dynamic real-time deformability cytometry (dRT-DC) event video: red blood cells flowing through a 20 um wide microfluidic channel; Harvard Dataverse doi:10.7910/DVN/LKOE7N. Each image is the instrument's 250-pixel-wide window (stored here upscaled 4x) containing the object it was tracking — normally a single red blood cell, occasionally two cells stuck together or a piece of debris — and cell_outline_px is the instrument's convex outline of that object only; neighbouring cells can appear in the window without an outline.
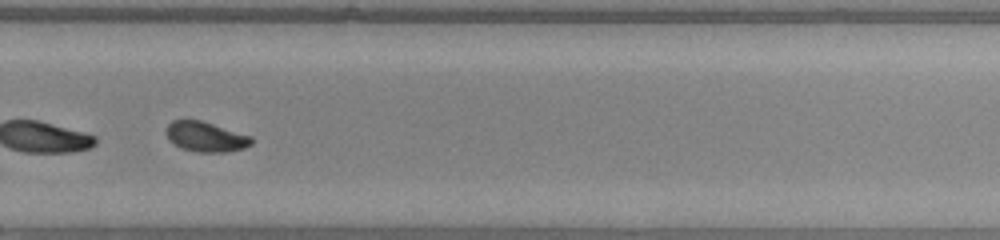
{"species": "common noctule bat (a hibernating species)", "species_latin": "Nyctalus noctula", "temperature_condition": "warm", "stored_images_in_passage": 35, "camera_frame_rate_fps": 3000, "um_per_image_px": 0.085, "animal": {"sex": "male", "body_mass_g": 20.0, "forearm_length_mm": 53.3}, "frame": {"image": 1, "passage_image": 27, "time_ms": 8.667, "image_size_px": [1000, 240], "cell_outline_px": [[252, 144], [244, 148], [224, 152], [196, 152], [180, 148], [168, 140], [164, 132], [168, 124], [172, 120], [200, 120], [252, 136]], "centroid_in_image_um": [17.44, 11.63], "position_along_channel_um": 312.4, "area_um2": 15.03}}
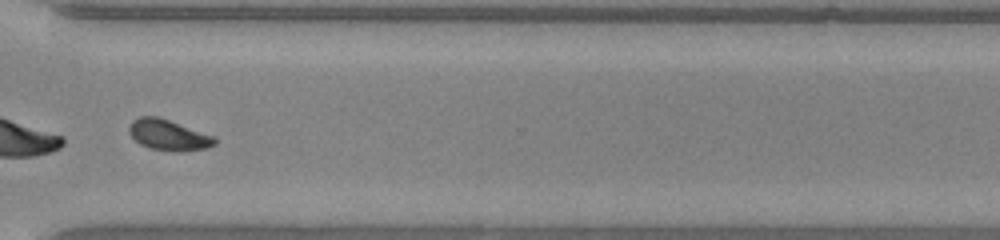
{"frame": {"image": 2, "passage_image": 30, "time_ms": 9.667, "image_size_px": [1000, 240], "cell_outline_px": [[216, 144], [208, 148], [180, 152], [176, 152], [148, 148], [140, 144], [128, 132], [128, 128], [132, 120], [140, 116], [156, 116], [216, 136]], "centroid_in_image_um": [14.34, 11.49], "position_along_channel_um": 356.3, "area_um2": 15.49}}